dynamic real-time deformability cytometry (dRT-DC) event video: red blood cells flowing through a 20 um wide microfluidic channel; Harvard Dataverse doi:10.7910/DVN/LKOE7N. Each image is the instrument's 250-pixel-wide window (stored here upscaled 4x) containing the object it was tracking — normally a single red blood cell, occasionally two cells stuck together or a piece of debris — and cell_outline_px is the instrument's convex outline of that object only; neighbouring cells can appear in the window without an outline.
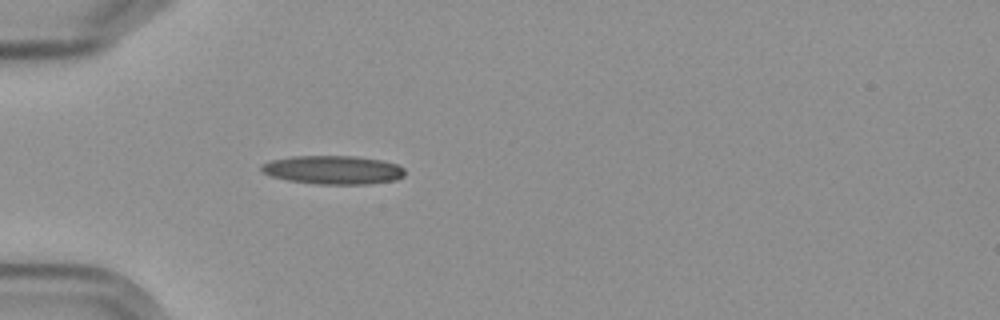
{"species": "Egyptian fruit bat (a non-hibernating species)", "species_latin": "Rousettus aegyptiacus", "temperature_condition": "cold", "stored_images_in_passage": 2, "camera_frame_rate_fps": 3000, "um_per_image_px": 0.085, "frame": {"image": 1, "passage_image": 2, "time_ms": 2.0, "image_size_px": [1000, 320], "cell_outline_px": [[404, 176], [396, 180], [368, 184], [316, 184], [288, 180], [272, 176], [264, 172], [260, 168], [260, 164], [268, 160], [292, 156], [356, 156], [380, 160], [396, 164], [404, 168]], "centroid_in_image_um": [28.29, 14.43], "position_along_channel_um": 56.7, "area_um2": 23.99}}